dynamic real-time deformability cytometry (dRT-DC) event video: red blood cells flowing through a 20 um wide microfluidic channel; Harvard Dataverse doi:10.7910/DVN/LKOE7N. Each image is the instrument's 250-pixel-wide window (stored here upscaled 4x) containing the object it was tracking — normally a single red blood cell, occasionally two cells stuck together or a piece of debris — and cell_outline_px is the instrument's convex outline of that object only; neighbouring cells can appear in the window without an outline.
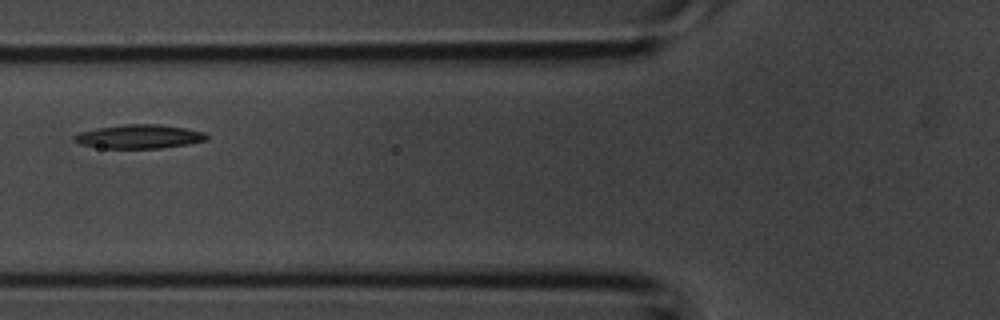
{"species": "common noctule bat (a hibernating species)", "species_latin": "Nyctalus noctula", "temperature_condition": "room temperature", "stored_images_in_passage": 5, "camera_frame_rate_fps": 3000, "um_per_image_px": 0.085, "animal": {"sex": "male", "body_mass_g": 20.1, "forearm_length_mm": 53.5}, "frame": {"image": 1, "passage_image": 5, "time_ms": 1.333, "image_size_px": [1000, 320], "cell_outline_px": [[208, 140], [188, 144], [160, 148], [100, 148], [80, 144], [72, 140], [72, 136], [80, 132], [96, 128], [124, 124], [160, 124], [208, 132]], "centroid_in_image_um": [11.84, 11.6], "position_along_channel_um": 114.0, "area_um2": 18.61}}